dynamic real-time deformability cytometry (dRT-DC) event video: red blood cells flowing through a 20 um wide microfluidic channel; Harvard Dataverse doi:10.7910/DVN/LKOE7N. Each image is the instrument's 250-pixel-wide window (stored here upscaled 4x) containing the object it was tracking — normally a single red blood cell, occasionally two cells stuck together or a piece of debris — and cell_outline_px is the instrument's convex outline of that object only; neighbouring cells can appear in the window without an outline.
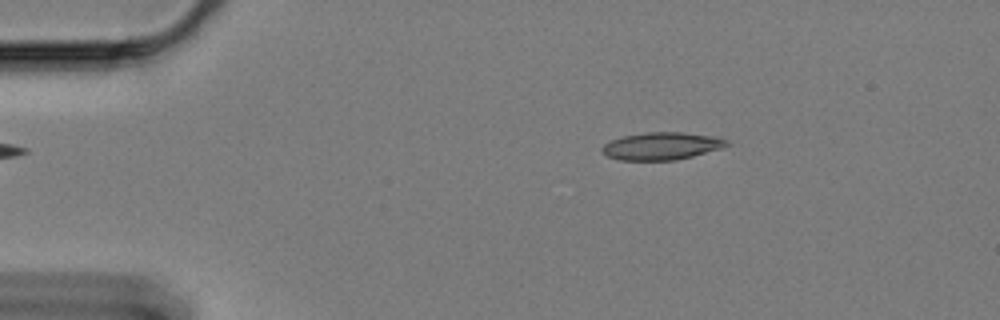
{"species": "Egyptian fruit bat (a non-hibernating species)", "species_latin": "Rousettus aegyptiacus", "temperature_condition": "cold", "stored_images_in_passage": 59, "camera_frame_rate_fps": 3000, "um_per_image_px": 0.085, "animal": {"sex": "female"}, "frame": {"image": 1, "passage_image": 10, "time_ms": 3.0, "image_size_px": [1000, 320], "cell_outline_px": [[732, 144], [720, 148], [692, 156], [676, 160], [620, 160], [608, 156], [600, 148], [604, 144], [612, 140], [624, 136], [644, 132], [680, 132], [712, 136], [728, 140]], "centroid_in_image_um": [56.24, 12.41], "position_along_channel_um": 28.8, "area_um2": 19.77}}
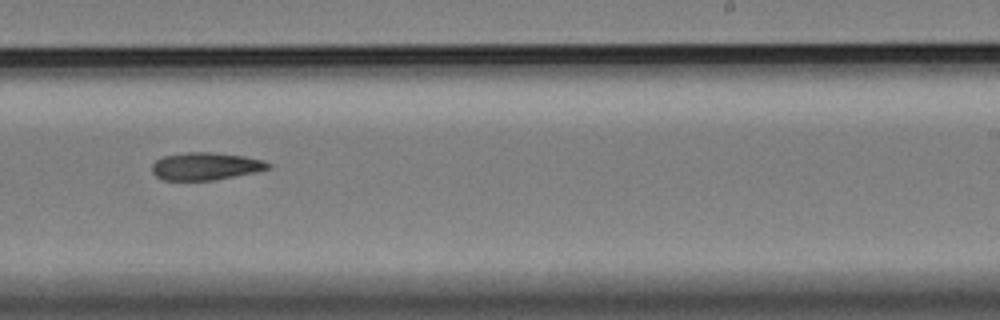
{"frame": {"image": 2, "passage_image": 37, "time_ms": 12.0, "image_size_px": [1000, 320], "cell_outline_px": [[272, 168], [256, 172], [212, 180], [164, 180], [156, 176], [152, 172], [152, 164], [156, 160], [164, 156], [188, 152], [212, 152], [244, 156], [264, 160], [272, 164]], "centroid_in_image_um": [17.51, 14.12], "position_along_channel_um": 271.5, "area_um2": 18.67}}
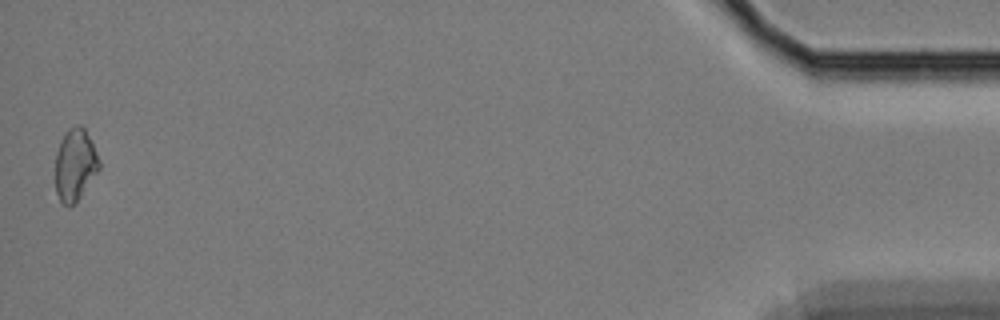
{"frame": {"image": 3, "passage_image": 59, "time_ms": 19.333, "image_size_px": [1000, 320], "cell_outline_px": [[100, 168], [80, 196], [68, 208], [60, 204], [56, 192], [56, 152], [60, 140], [64, 132], [68, 128], [80, 124], [84, 128], [100, 160]], "centroid_in_image_um": [6.36, 14.01], "position_along_channel_um": 428.8, "area_um2": 18.32}}